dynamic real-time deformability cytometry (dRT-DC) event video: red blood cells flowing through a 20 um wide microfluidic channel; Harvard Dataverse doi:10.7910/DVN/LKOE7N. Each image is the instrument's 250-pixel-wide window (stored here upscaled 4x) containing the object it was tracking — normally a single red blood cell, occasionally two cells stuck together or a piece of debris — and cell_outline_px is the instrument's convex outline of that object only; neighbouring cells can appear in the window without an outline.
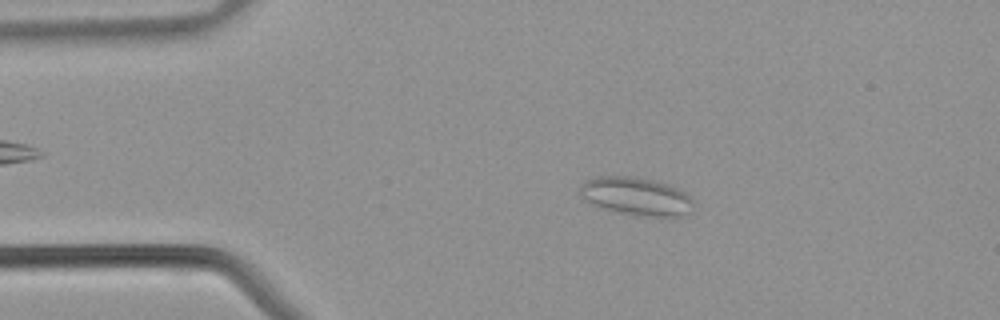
{"species": "common noctule bat (a hibernating species)", "species_latin": "Nyctalus noctula", "temperature_condition": "warm", "stored_images_in_passage": 43, "segment_of_instrument_passage": [1, 2], "camera_frame_rate_fps": 3000, "um_per_image_px": 0.085, "animal": {"sex": "male", "body_mass_g": 21.5, "forearm_length_mm": 52.0}, "frame": {"image": 1, "passage_image": 8, "time_ms": 2.333, "image_size_px": [1000, 320], "cell_outline_px": [[692, 212], [688, 216], [672, 220], [668, 220], [636, 216], [616, 212], [588, 204], [580, 196], [580, 188], [584, 180], [596, 176], [632, 176], [652, 180], [676, 188], [684, 192], [692, 200]], "centroid_in_image_um": [54.1, 16.76], "position_along_channel_um": 30.9, "area_um2": 26.24}}
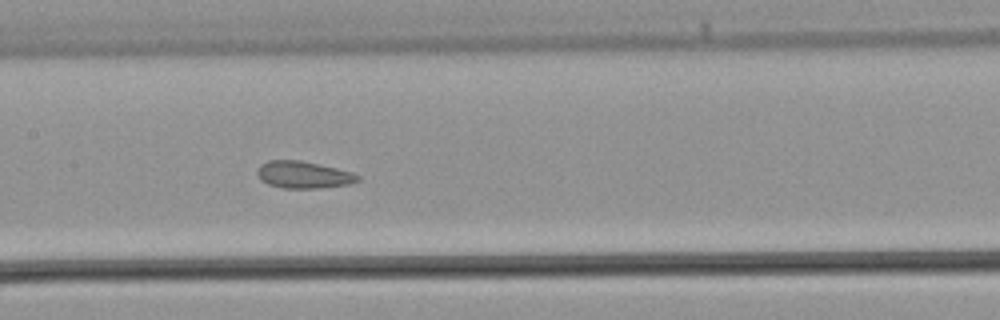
{"frame": {"image": 2, "passage_image": 20, "time_ms": 6.333, "image_size_px": [1000, 320], "cell_outline_px": [[360, 180], [348, 184], [320, 188], [280, 188], [268, 184], [260, 180], [256, 172], [260, 164], [268, 160], [300, 160], [336, 168], [352, 172], [360, 176]], "centroid_in_image_um": [25.76, 14.85], "position_along_channel_um": 181.6, "area_um2": 15.9}}
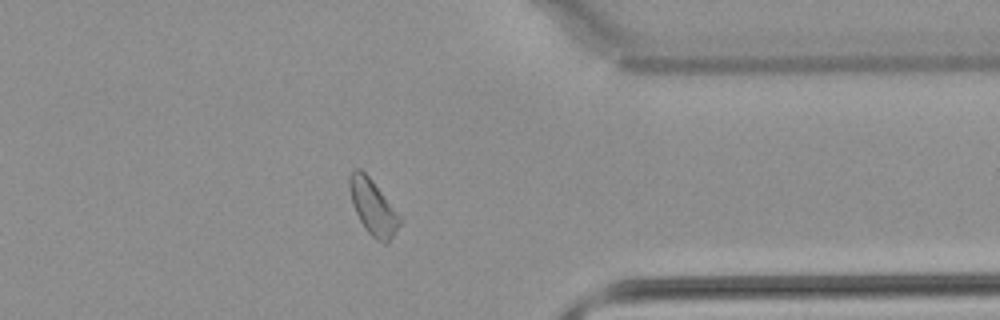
{"frame": {"image": 3, "passage_image": 33, "time_ms": 10.667, "image_size_px": [1000, 320], "cell_outline_px": [[404, 220], [388, 244], [384, 244], [372, 236], [364, 228], [352, 204], [348, 184], [348, 180], [352, 172], [356, 168], [360, 168], [368, 176]], "centroid_in_image_um": [31.73, 17.65], "position_along_channel_um": 379.7, "area_um2": 16.13}}